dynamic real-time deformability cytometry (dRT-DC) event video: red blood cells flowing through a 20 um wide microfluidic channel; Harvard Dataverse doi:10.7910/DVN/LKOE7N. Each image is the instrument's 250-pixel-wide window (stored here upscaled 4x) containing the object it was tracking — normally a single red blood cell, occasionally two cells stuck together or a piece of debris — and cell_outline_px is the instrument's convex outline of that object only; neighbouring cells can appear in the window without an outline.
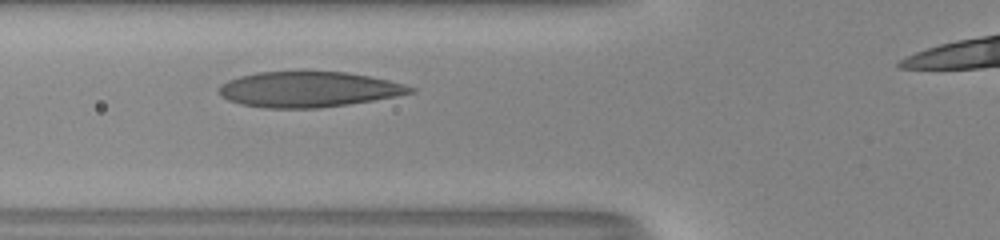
{"species": "human", "species_latin": "Homo sapiens", "temperature_condition": "room temperature", "stored_images_in_passage": 25, "camera_frame_rate_fps": 3000, "um_per_image_px": 0.085, "donor": {"sex": "male"}, "frame": {"image": 1, "passage_image": 3, "time_ms": 0.667, "image_size_px": [1000, 240], "cell_outline_px": [[416, 92], [396, 96], [348, 104], [320, 108], [268, 108], [240, 104], [228, 100], [220, 92], [220, 84], [228, 80], [240, 76], [256, 72], [348, 72], [388, 80], [404, 84], [416, 88]], "centroid_in_image_um": [26.24, 7.6], "position_along_channel_um": 99.6, "area_um2": 39.3}}
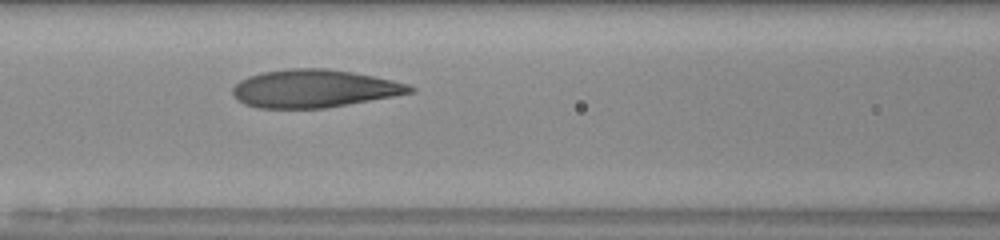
{"frame": {"image": 2, "passage_image": 6, "time_ms": 1.667, "image_size_px": [1000, 240], "cell_outline_px": [[416, 88], [412, 92], [392, 96], [324, 108], [260, 108], [244, 104], [232, 92], [232, 88], [240, 80], [248, 76], [264, 72], [288, 68], [328, 68], [352, 72], [392, 80], [408, 84]], "centroid_in_image_um": [26.68, 7.52], "position_along_channel_um": 139.9, "area_um2": 38.73}}
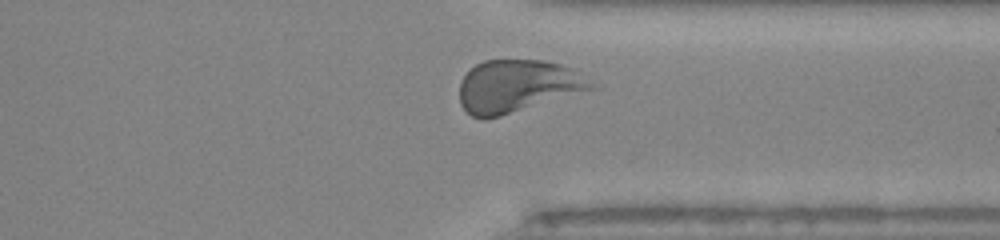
{"frame": {"image": 3, "passage_image": 23, "time_ms": 7.333, "image_size_px": [1000, 240], "cell_outline_px": [[600, 88], [500, 116], [484, 120], [472, 116], [460, 104], [460, 80], [476, 64], [484, 60], [544, 60], [564, 64], [572, 68]], "centroid_in_image_um": [44.01, 7.32], "position_along_channel_um": 367.4, "area_um2": 40.63}, "authors_computed_cell_mechanics": {"area_um2": 38.9572, "velocity_mm_per_s": 4.0119, "shape_relaxation_time_tau1_ms": 5.4565, "shape_relaxation_time_tau2_ms": 1.0664, "deformation_change_tau1": 0.1933, "deformation_change_tau2": 0.0599}}